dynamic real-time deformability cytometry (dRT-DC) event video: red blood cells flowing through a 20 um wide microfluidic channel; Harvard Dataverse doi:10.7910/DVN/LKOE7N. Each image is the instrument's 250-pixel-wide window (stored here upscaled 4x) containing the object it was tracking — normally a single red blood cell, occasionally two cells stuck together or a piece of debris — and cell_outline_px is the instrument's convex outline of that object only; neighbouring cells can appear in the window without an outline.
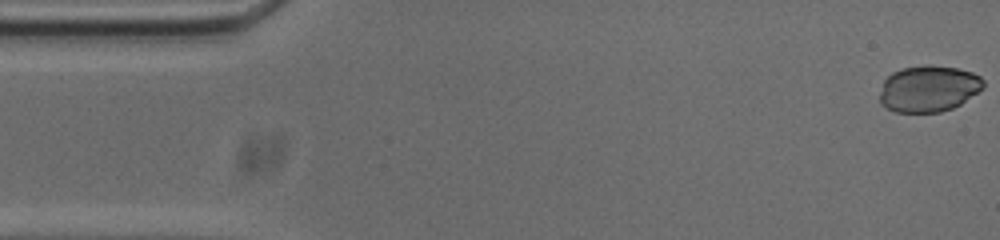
{"species": "common noctule bat (a hibernating species)", "species_latin": "Nyctalus noctula", "temperature_condition": "cold", "stored_images_in_passage": 53, "camera_frame_rate_fps": 3000, "um_per_image_px": 0.085, "animal": {"sex": "male", "body_mass_g": 20.0, "forearm_length_mm": 53.3}, "frame": {"image": 1, "passage_image": 1, "time_ms": 0.0, "image_size_px": [1000, 240], "cell_outline_px": [[984, 88], [960, 104], [952, 108], [940, 112], [896, 112], [880, 104], [880, 92], [884, 80], [892, 72], [900, 68], [924, 64], [928, 64], [956, 68], [972, 72], [980, 76], [984, 80]], "centroid_in_image_um": [78.93, 7.52], "position_along_channel_um": 6.1, "area_um2": 28.21}}
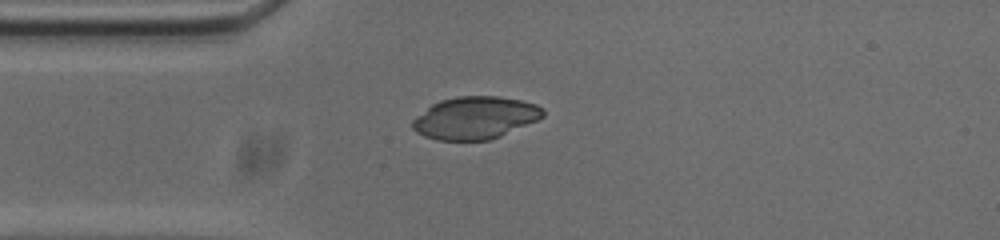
{"frame": {"image": 2, "passage_image": 13, "time_ms": 4.0, "image_size_px": [1000, 240], "cell_outline_px": [[544, 116], [536, 120], [500, 136], [488, 140], [436, 140], [424, 136], [416, 132], [412, 128], [412, 120], [416, 116], [432, 104], [440, 100], [456, 96], [496, 96], [520, 100], [536, 104], [544, 108]], "centroid_in_image_um": [40.36, 10.01], "position_along_channel_um": 44.6, "area_um2": 32.14}}